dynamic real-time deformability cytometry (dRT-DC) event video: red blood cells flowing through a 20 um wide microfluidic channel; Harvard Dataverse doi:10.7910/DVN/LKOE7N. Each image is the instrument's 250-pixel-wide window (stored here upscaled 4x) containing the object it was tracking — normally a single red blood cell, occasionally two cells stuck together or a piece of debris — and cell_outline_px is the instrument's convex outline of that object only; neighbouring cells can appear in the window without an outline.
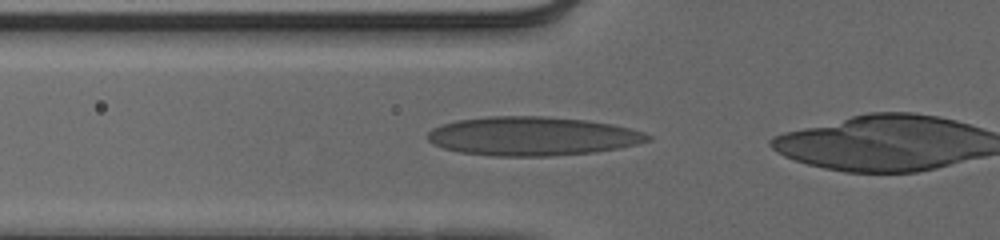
{"species": "human", "species_latin": "Homo sapiens", "temperature_condition": "cold", "stored_images_in_passage": 28, "camera_frame_rate_fps": 3000, "um_per_image_px": 0.085, "donor": {"sex": "male"}, "frame": {"image": 1, "passage_image": 2, "time_ms": 0.333, "image_size_px": [1000, 240], "cell_outline_px": [[652, 140], [620, 148], [596, 152], [548, 156], [492, 156], [460, 152], [444, 148], [428, 140], [428, 132], [432, 128], [440, 124], [456, 120], [488, 116], [544, 116], [584, 120], [612, 124], [632, 128], [644, 132], [652, 136]], "centroid_in_image_um": [45.27, 11.57], "position_along_channel_um": 80.5, "area_um2": 50.05}}
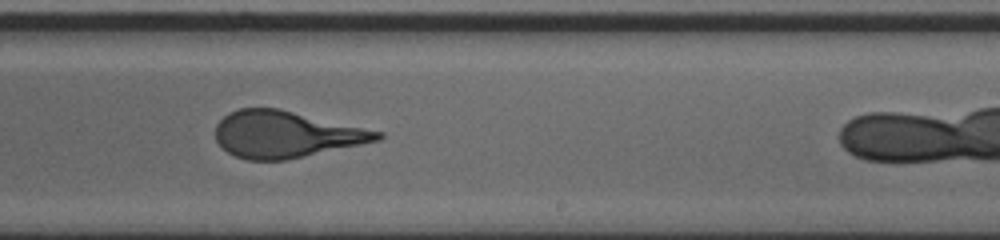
{"frame": {"image": 2, "passage_image": 16, "time_ms": 5.0, "image_size_px": [1000, 240], "cell_outline_px": [[384, 136], [380, 140], [288, 160], [244, 160], [228, 152], [216, 140], [216, 124], [228, 112], [240, 108], [280, 108], [384, 132]], "centroid_in_image_um": [24.31, 11.41], "position_along_channel_um": 264.7, "area_um2": 44.1}}
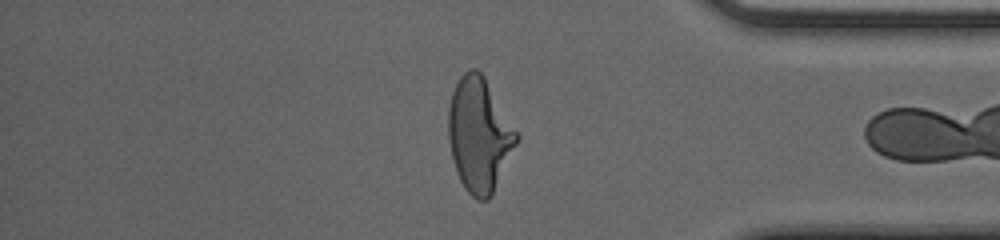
{"frame": {"image": 3, "passage_image": 27, "time_ms": 8.667, "image_size_px": [1000, 240], "cell_outline_px": [[520, 136], [492, 196], [488, 200], [476, 200], [464, 188], [456, 172], [448, 140], [448, 108], [452, 92], [460, 76], [468, 68], [476, 68], [484, 76]], "centroid_in_image_um": [40.72, 11.46], "position_along_channel_um": 394.5, "area_um2": 45.32}}